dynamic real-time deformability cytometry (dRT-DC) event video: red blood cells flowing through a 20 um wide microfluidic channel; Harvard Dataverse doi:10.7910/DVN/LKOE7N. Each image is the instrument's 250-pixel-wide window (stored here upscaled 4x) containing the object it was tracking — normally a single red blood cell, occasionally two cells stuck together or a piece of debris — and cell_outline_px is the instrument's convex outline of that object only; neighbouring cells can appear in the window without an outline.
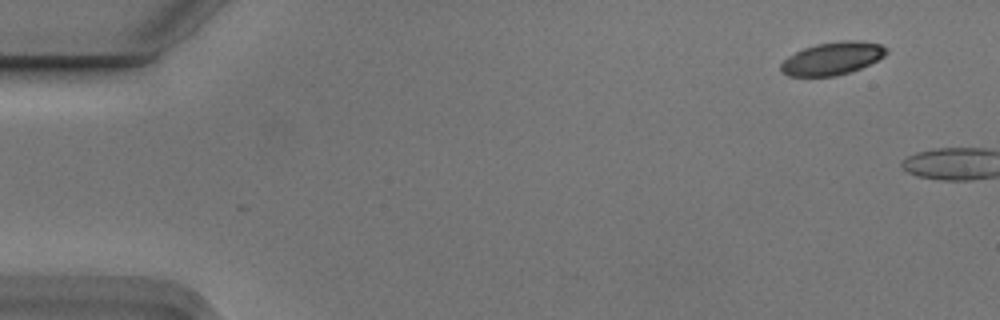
{"species": "Egyptian fruit bat (a non-hibernating species)", "species_latin": "Rousettus aegyptiacus", "temperature_condition": "cold", "stored_images_in_passage": 2, "camera_frame_rate_fps": 3000, "um_per_image_px": 0.085, "animal": {"sex": "male"}, "frame": {"image": 1, "passage_image": 1, "time_ms": 0.0, "image_size_px": [1000, 320], "cell_outline_px": [[888, 52], [884, 56], [860, 68], [836, 76], [788, 76], [780, 72], [780, 64], [788, 56], [804, 48], [816, 44], [840, 40], [856, 40], [880, 44], [888, 48]], "centroid_in_image_um": [70.73, 4.96], "position_along_channel_um": 14.3, "area_um2": 20.11}}